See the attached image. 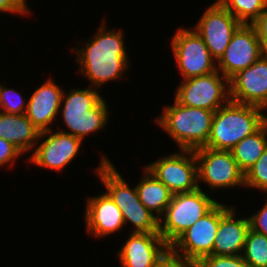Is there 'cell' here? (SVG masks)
<instances>
[{
    "instance_id": "cell-29",
    "label": "cell",
    "mask_w": 267,
    "mask_h": 267,
    "mask_svg": "<svg viewBox=\"0 0 267 267\" xmlns=\"http://www.w3.org/2000/svg\"><path fill=\"white\" fill-rule=\"evenodd\" d=\"M29 7L27 0H0V14L14 13L20 17H27L31 13Z\"/></svg>"
},
{
    "instance_id": "cell-8",
    "label": "cell",
    "mask_w": 267,
    "mask_h": 267,
    "mask_svg": "<svg viewBox=\"0 0 267 267\" xmlns=\"http://www.w3.org/2000/svg\"><path fill=\"white\" fill-rule=\"evenodd\" d=\"M197 160L198 187L206 184L210 191L244 187V173L230 150L202 147L194 150ZM200 183V184H199Z\"/></svg>"
},
{
    "instance_id": "cell-25",
    "label": "cell",
    "mask_w": 267,
    "mask_h": 267,
    "mask_svg": "<svg viewBox=\"0 0 267 267\" xmlns=\"http://www.w3.org/2000/svg\"><path fill=\"white\" fill-rule=\"evenodd\" d=\"M244 185L267 194V149L262 156L244 173Z\"/></svg>"
},
{
    "instance_id": "cell-7",
    "label": "cell",
    "mask_w": 267,
    "mask_h": 267,
    "mask_svg": "<svg viewBox=\"0 0 267 267\" xmlns=\"http://www.w3.org/2000/svg\"><path fill=\"white\" fill-rule=\"evenodd\" d=\"M170 42L182 80L208 75L217 70L216 60L193 28L178 27Z\"/></svg>"
},
{
    "instance_id": "cell-1",
    "label": "cell",
    "mask_w": 267,
    "mask_h": 267,
    "mask_svg": "<svg viewBox=\"0 0 267 267\" xmlns=\"http://www.w3.org/2000/svg\"><path fill=\"white\" fill-rule=\"evenodd\" d=\"M104 21L91 38L70 49L76 55V65L80 66L77 72L98 90L109 81L123 80L131 66L123 29H108Z\"/></svg>"
},
{
    "instance_id": "cell-14",
    "label": "cell",
    "mask_w": 267,
    "mask_h": 267,
    "mask_svg": "<svg viewBox=\"0 0 267 267\" xmlns=\"http://www.w3.org/2000/svg\"><path fill=\"white\" fill-rule=\"evenodd\" d=\"M261 57V42L252 24H241L232 36L224 54L217 61V70L228 80Z\"/></svg>"
},
{
    "instance_id": "cell-32",
    "label": "cell",
    "mask_w": 267,
    "mask_h": 267,
    "mask_svg": "<svg viewBox=\"0 0 267 267\" xmlns=\"http://www.w3.org/2000/svg\"><path fill=\"white\" fill-rule=\"evenodd\" d=\"M252 25L256 30L258 39L262 43L267 39V8L259 15Z\"/></svg>"
},
{
    "instance_id": "cell-16",
    "label": "cell",
    "mask_w": 267,
    "mask_h": 267,
    "mask_svg": "<svg viewBox=\"0 0 267 267\" xmlns=\"http://www.w3.org/2000/svg\"><path fill=\"white\" fill-rule=\"evenodd\" d=\"M84 222L86 232L94 238L104 239L125 227L121 210L104 191L86 200Z\"/></svg>"
},
{
    "instance_id": "cell-12",
    "label": "cell",
    "mask_w": 267,
    "mask_h": 267,
    "mask_svg": "<svg viewBox=\"0 0 267 267\" xmlns=\"http://www.w3.org/2000/svg\"><path fill=\"white\" fill-rule=\"evenodd\" d=\"M220 222V202L191 227L182 233L169 249L195 264L205 256L212 255Z\"/></svg>"
},
{
    "instance_id": "cell-3",
    "label": "cell",
    "mask_w": 267,
    "mask_h": 267,
    "mask_svg": "<svg viewBox=\"0 0 267 267\" xmlns=\"http://www.w3.org/2000/svg\"><path fill=\"white\" fill-rule=\"evenodd\" d=\"M99 156L101 160L95 168L96 178L121 210L125 226L132 224L131 233H159V219L140 201L136 185L131 188L110 158L103 153Z\"/></svg>"
},
{
    "instance_id": "cell-26",
    "label": "cell",
    "mask_w": 267,
    "mask_h": 267,
    "mask_svg": "<svg viewBox=\"0 0 267 267\" xmlns=\"http://www.w3.org/2000/svg\"><path fill=\"white\" fill-rule=\"evenodd\" d=\"M16 89L5 87L0 82V112L6 114H24L28 100Z\"/></svg>"
},
{
    "instance_id": "cell-4",
    "label": "cell",
    "mask_w": 267,
    "mask_h": 267,
    "mask_svg": "<svg viewBox=\"0 0 267 267\" xmlns=\"http://www.w3.org/2000/svg\"><path fill=\"white\" fill-rule=\"evenodd\" d=\"M267 121L265 110L229 101L214 112L205 147L231 150L238 142L256 132Z\"/></svg>"
},
{
    "instance_id": "cell-15",
    "label": "cell",
    "mask_w": 267,
    "mask_h": 267,
    "mask_svg": "<svg viewBox=\"0 0 267 267\" xmlns=\"http://www.w3.org/2000/svg\"><path fill=\"white\" fill-rule=\"evenodd\" d=\"M230 101L267 110V58L261 56L254 64L229 80ZM267 113V111H266Z\"/></svg>"
},
{
    "instance_id": "cell-20",
    "label": "cell",
    "mask_w": 267,
    "mask_h": 267,
    "mask_svg": "<svg viewBox=\"0 0 267 267\" xmlns=\"http://www.w3.org/2000/svg\"><path fill=\"white\" fill-rule=\"evenodd\" d=\"M39 135L40 131L32 124L25 113L6 114L0 112V138L12 143L23 154L33 152Z\"/></svg>"
},
{
    "instance_id": "cell-28",
    "label": "cell",
    "mask_w": 267,
    "mask_h": 267,
    "mask_svg": "<svg viewBox=\"0 0 267 267\" xmlns=\"http://www.w3.org/2000/svg\"><path fill=\"white\" fill-rule=\"evenodd\" d=\"M20 157H23V153L16 146L0 138V168H4L7 165L9 168L11 166V168H13L15 166L14 163H16Z\"/></svg>"
},
{
    "instance_id": "cell-11",
    "label": "cell",
    "mask_w": 267,
    "mask_h": 267,
    "mask_svg": "<svg viewBox=\"0 0 267 267\" xmlns=\"http://www.w3.org/2000/svg\"><path fill=\"white\" fill-rule=\"evenodd\" d=\"M81 145L83 141L79 138L55 128L40 132L37 147L26 161L34 166L60 172L77 158Z\"/></svg>"
},
{
    "instance_id": "cell-27",
    "label": "cell",
    "mask_w": 267,
    "mask_h": 267,
    "mask_svg": "<svg viewBox=\"0 0 267 267\" xmlns=\"http://www.w3.org/2000/svg\"><path fill=\"white\" fill-rule=\"evenodd\" d=\"M195 267H251L244 261L241 255L238 256H218L209 255L200 259Z\"/></svg>"
},
{
    "instance_id": "cell-6",
    "label": "cell",
    "mask_w": 267,
    "mask_h": 267,
    "mask_svg": "<svg viewBox=\"0 0 267 267\" xmlns=\"http://www.w3.org/2000/svg\"><path fill=\"white\" fill-rule=\"evenodd\" d=\"M217 203L201 186L191 192L173 194L164 215L159 219V234L170 246Z\"/></svg>"
},
{
    "instance_id": "cell-17",
    "label": "cell",
    "mask_w": 267,
    "mask_h": 267,
    "mask_svg": "<svg viewBox=\"0 0 267 267\" xmlns=\"http://www.w3.org/2000/svg\"><path fill=\"white\" fill-rule=\"evenodd\" d=\"M239 215L234 205L220 203V222L212 255H242L250 223L248 217L239 218Z\"/></svg>"
},
{
    "instance_id": "cell-30",
    "label": "cell",
    "mask_w": 267,
    "mask_h": 267,
    "mask_svg": "<svg viewBox=\"0 0 267 267\" xmlns=\"http://www.w3.org/2000/svg\"><path fill=\"white\" fill-rule=\"evenodd\" d=\"M248 219L251 230L267 236V200L262 207L259 210L257 209Z\"/></svg>"
},
{
    "instance_id": "cell-5",
    "label": "cell",
    "mask_w": 267,
    "mask_h": 267,
    "mask_svg": "<svg viewBox=\"0 0 267 267\" xmlns=\"http://www.w3.org/2000/svg\"><path fill=\"white\" fill-rule=\"evenodd\" d=\"M214 112L197 107H187L175 100L163 107L154 122L181 150H196L205 147L211 131Z\"/></svg>"
},
{
    "instance_id": "cell-23",
    "label": "cell",
    "mask_w": 267,
    "mask_h": 267,
    "mask_svg": "<svg viewBox=\"0 0 267 267\" xmlns=\"http://www.w3.org/2000/svg\"><path fill=\"white\" fill-rule=\"evenodd\" d=\"M241 24H252L267 8V0H218Z\"/></svg>"
},
{
    "instance_id": "cell-9",
    "label": "cell",
    "mask_w": 267,
    "mask_h": 267,
    "mask_svg": "<svg viewBox=\"0 0 267 267\" xmlns=\"http://www.w3.org/2000/svg\"><path fill=\"white\" fill-rule=\"evenodd\" d=\"M180 82L174 93L180 105L215 112L230 101L229 80L218 70Z\"/></svg>"
},
{
    "instance_id": "cell-31",
    "label": "cell",
    "mask_w": 267,
    "mask_h": 267,
    "mask_svg": "<svg viewBox=\"0 0 267 267\" xmlns=\"http://www.w3.org/2000/svg\"><path fill=\"white\" fill-rule=\"evenodd\" d=\"M155 267H195V263L168 249L157 261Z\"/></svg>"
},
{
    "instance_id": "cell-22",
    "label": "cell",
    "mask_w": 267,
    "mask_h": 267,
    "mask_svg": "<svg viewBox=\"0 0 267 267\" xmlns=\"http://www.w3.org/2000/svg\"><path fill=\"white\" fill-rule=\"evenodd\" d=\"M267 149V121L253 134L238 142L230 151L239 169L245 173Z\"/></svg>"
},
{
    "instance_id": "cell-2",
    "label": "cell",
    "mask_w": 267,
    "mask_h": 267,
    "mask_svg": "<svg viewBox=\"0 0 267 267\" xmlns=\"http://www.w3.org/2000/svg\"><path fill=\"white\" fill-rule=\"evenodd\" d=\"M69 90H63L59 110L67 131H59L71 134L82 141L90 134L105 131L104 128L110 120V108L100 91L91 86H86L85 89L74 87Z\"/></svg>"
},
{
    "instance_id": "cell-13",
    "label": "cell",
    "mask_w": 267,
    "mask_h": 267,
    "mask_svg": "<svg viewBox=\"0 0 267 267\" xmlns=\"http://www.w3.org/2000/svg\"><path fill=\"white\" fill-rule=\"evenodd\" d=\"M241 23L215 0L192 27L204 40L211 56L216 60L224 54L233 34Z\"/></svg>"
},
{
    "instance_id": "cell-10",
    "label": "cell",
    "mask_w": 267,
    "mask_h": 267,
    "mask_svg": "<svg viewBox=\"0 0 267 267\" xmlns=\"http://www.w3.org/2000/svg\"><path fill=\"white\" fill-rule=\"evenodd\" d=\"M145 168L173 194L191 192L198 188L197 160L193 150H177Z\"/></svg>"
},
{
    "instance_id": "cell-24",
    "label": "cell",
    "mask_w": 267,
    "mask_h": 267,
    "mask_svg": "<svg viewBox=\"0 0 267 267\" xmlns=\"http://www.w3.org/2000/svg\"><path fill=\"white\" fill-rule=\"evenodd\" d=\"M241 256L251 267H267V236L249 229Z\"/></svg>"
},
{
    "instance_id": "cell-33",
    "label": "cell",
    "mask_w": 267,
    "mask_h": 267,
    "mask_svg": "<svg viewBox=\"0 0 267 267\" xmlns=\"http://www.w3.org/2000/svg\"><path fill=\"white\" fill-rule=\"evenodd\" d=\"M261 56L267 58V39L261 43Z\"/></svg>"
},
{
    "instance_id": "cell-18",
    "label": "cell",
    "mask_w": 267,
    "mask_h": 267,
    "mask_svg": "<svg viewBox=\"0 0 267 267\" xmlns=\"http://www.w3.org/2000/svg\"><path fill=\"white\" fill-rule=\"evenodd\" d=\"M117 252L120 267H155L169 249L159 233H129Z\"/></svg>"
},
{
    "instance_id": "cell-21",
    "label": "cell",
    "mask_w": 267,
    "mask_h": 267,
    "mask_svg": "<svg viewBox=\"0 0 267 267\" xmlns=\"http://www.w3.org/2000/svg\"><path fill=\"white\" fill-rule=\"evenodd\" d=\"M142 170V177L136 184L138 197L143 205L160 219L171 202L173 193L145 167Z\"/></svg>"
},
{
    "instance_id": "cell-19",
    "label": "cell",
    "mask_w": 267,
    "mask_h": 267,
    "mask_svg": "<svg viewBox=\"0 0 267 267\" xmlns=\"http://www.w3.org/2000/svg\"><path fill=\"white\" fill-rule=\"evenodd\" d=\"M63 90L49 77L30 95L25 115L40 132L53 129L52 123L59 117Z\"/></svg>"
}]
</instances>
